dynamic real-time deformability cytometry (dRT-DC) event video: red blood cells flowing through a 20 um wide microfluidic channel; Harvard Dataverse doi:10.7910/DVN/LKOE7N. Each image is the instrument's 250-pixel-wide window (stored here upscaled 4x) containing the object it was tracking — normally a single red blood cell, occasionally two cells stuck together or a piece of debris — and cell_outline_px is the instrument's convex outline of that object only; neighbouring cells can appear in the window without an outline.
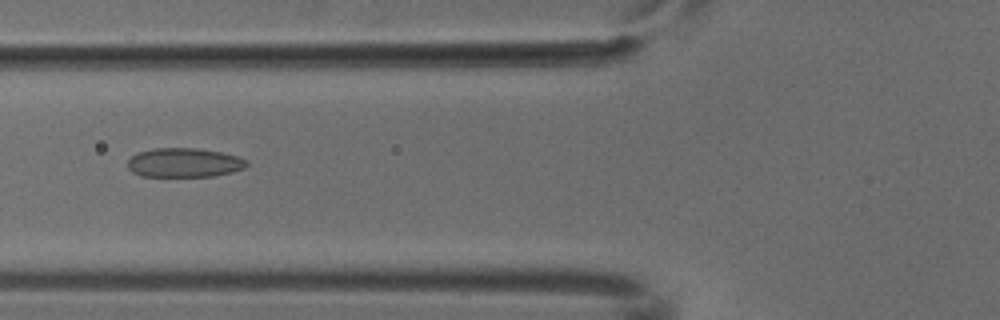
{"species": "common noctule bat (a hibernating species)", "species_latin": "Nyctalus noctula", "temperature_condition": "cold", "stored_images_in_passage": 7, "camera_frame_rate_fps": 3000, "um_per_image_px": 0.085, "animal": {"sex": "male", "body_mass_g": 18.8}, "frame": {"image": 1, "passage_image": 6, "time_ms": 1.667, "image_size_px": [1000, 320], "cell_outline_px": [[248, 164], [244, 168], [232, 172], [212, 176], [140, 176], [132, 172], [128, 168], [128, 160], [136, 152], [156, 148], [196, 148], [220, 152], [236, 156], [248, 160]], "centroid_in_image_um": [15.63, 13.82], "position_along_channel_um": 110.2, "area_um2": 20.23}}
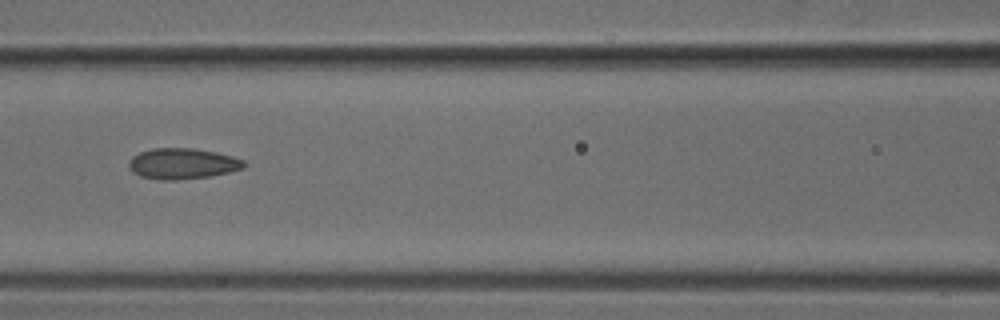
{"frame": {"image": 2, "passage_image": 7, "time_ms": 2.0, "image_size_px": [1000, 320], "cell_outline_px": [[248, 164], [244, 168], [212, 176], [176, 180], [160, 180], [140, 176], [132, 172], [128, 168], [128, 160], [132, 156], [140, 152], [152, 148], [196, 148], [216, 152], [232, 156], [244, 160]], "centroid_in_image_um": [15.5, 13.91], "position_along_channel_um": 151.1, "area_um2": 20.98}}